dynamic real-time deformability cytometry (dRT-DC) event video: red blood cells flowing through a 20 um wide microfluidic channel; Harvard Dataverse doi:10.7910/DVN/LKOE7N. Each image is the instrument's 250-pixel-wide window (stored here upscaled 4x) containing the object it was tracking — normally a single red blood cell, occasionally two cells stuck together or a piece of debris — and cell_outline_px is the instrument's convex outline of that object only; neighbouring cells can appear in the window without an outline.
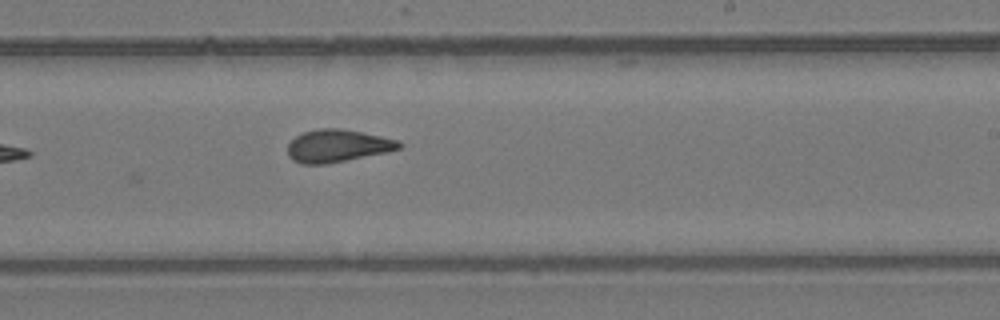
{"species": "common noctule bat (a hibernating species)", "species_latin": "Nyctalus noctula", "temperature_condition": "room temperature", "stored_images_in_passage": 11, "camera_frame_rate_fps": 3000, "um_per_image_px": 0.085, "animal": {"sex": "female", "body_mass_g": 24.6, "forearm_length_mm": 56.2}, "frame": {"image": 1, "passage_image": 11, "time_ms": 13.0, "image_size_px": [1000, 320], "cell_outline_px": [[404, 144], [400, 148], [388, 152], [324, 164], [304, 164], [292, 160], [288, 156], [288, 144], [296, 136], [304, 132], [320, 128], [340, 128], [400, 140]], "centroid_in_image_um": [28.7, 12.39], "position_along_channel_um": 260.3, "area_um2": 21.04}}